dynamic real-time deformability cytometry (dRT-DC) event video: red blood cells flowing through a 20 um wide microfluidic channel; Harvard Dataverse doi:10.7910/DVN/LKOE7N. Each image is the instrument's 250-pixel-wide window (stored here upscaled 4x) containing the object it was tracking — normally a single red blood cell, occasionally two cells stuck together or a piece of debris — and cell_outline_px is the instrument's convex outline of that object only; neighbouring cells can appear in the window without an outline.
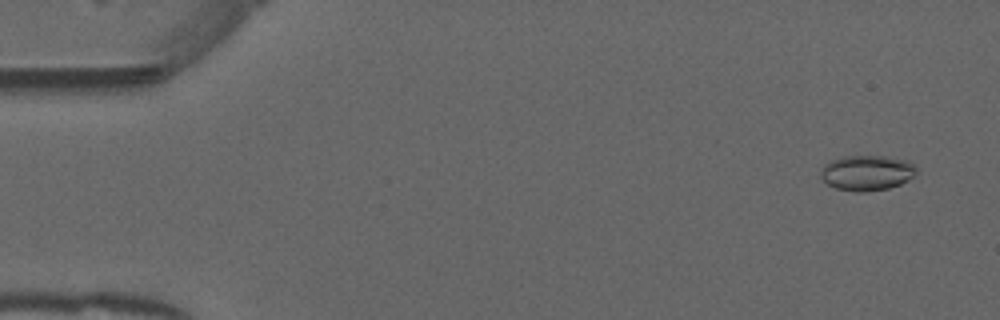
{"species": "common noctule bat (a hibernating species)", "species_latin": "Nyctalus noctula", "temperature_condition": "warm", "stored_images_in_passage": 8, "camera_frame_rate_fps": 3000, "um_per_image_px": 0.085, "animal": {"sex": "male", "forearm_length_mm": 52.5}, "frame": {"image": 1, "passage_image": 2, "time_ms": 0.333, "image_size_px": [1000, 320], "cell_outline_px": [[916, 172], [908, 180], [900, 184], [888, 188], [864, 192], [856, 192], [836, 188], [828, 184], [820, 176], [820, 172], [824, 164], [828, 160], [844, 156], [884, 156], [908, 160], [916, 164]], "centroid_in_image_um": [73.68, 14.68], "position_along_channel_um": 11.3, "area_um2": 19.83}}